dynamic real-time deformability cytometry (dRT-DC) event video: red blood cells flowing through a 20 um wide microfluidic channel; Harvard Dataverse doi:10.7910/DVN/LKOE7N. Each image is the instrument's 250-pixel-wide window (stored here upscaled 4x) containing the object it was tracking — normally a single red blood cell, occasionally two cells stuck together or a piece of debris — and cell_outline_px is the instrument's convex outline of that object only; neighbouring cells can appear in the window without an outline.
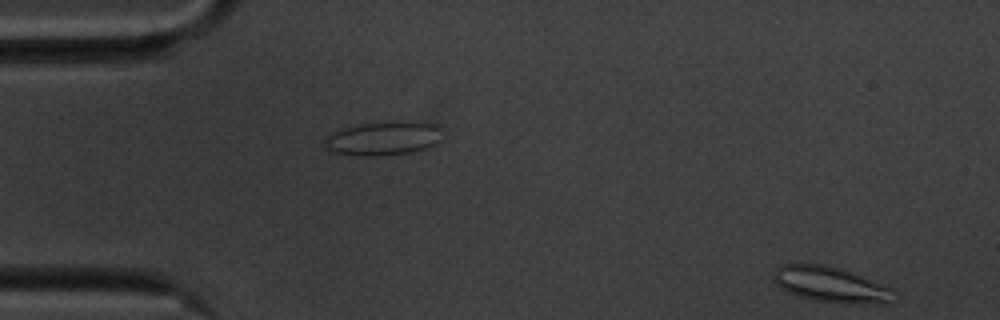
{"species": "common noctule bat (a hibernating species)", "species_latin": "Nyctalus noctula", "temperature_condition": "cold", "stored_images_in_passage": 2, "segment_of_instrument_passage": [2, 2], "camera_frame_rate_fps": 3000, "um_per_image_px": 0.085, "animal": {"sex": "male", "body_mass_g": 20.1, "forearm_length_mm": 53.5}, "frame": {"image": 1, "passage_image": 2, "time_ms": 0.333, "image_size_px": [1000, 320], "cell_outline_px": [[900, 296], [892, 304], [876, 304], [816, 300], [800, 296], [788, 292], [776, 284], [772, 276], [776, 268], [780, 264], [824, 264], [840, 268], [892, 288]], "centroid_in_image_um": [70.69, 24.19], "position_along_channel_um": 14.3, "area_um2": 24.85}}